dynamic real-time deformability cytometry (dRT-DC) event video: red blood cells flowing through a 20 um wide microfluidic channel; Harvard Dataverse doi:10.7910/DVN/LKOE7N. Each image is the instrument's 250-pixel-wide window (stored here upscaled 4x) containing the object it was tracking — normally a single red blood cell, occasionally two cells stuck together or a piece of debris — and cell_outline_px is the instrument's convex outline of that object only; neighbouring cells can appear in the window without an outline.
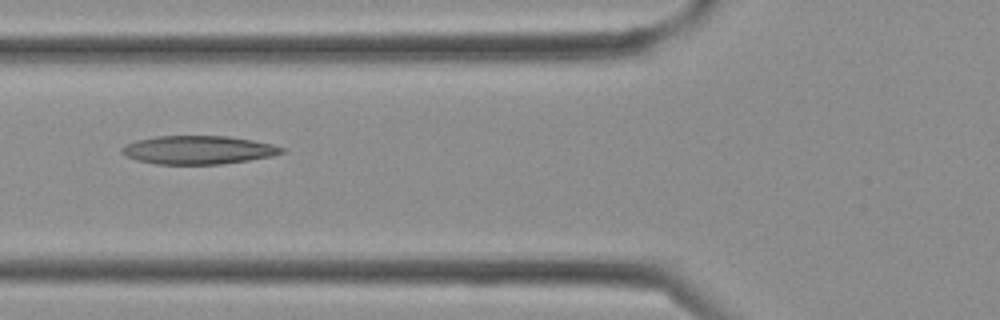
{"species": "Egyptian fruit bat (a non-hibernating species)", "species_latin": "Rousettus aegyptiacus", "temperature_condition": "cold", "stored_images_in_passage": 2, "camera_frame_rate_fps": 3000, "um_per_image_px": 0.085, "frame": {"image": 1, "passage_image": 2, "time_ms": 0.333, "image_size_px": [1000, 320], "cell_outline_px": [[288, 148], [284, 152], [272, 156], [248, 160], [220, 164], [156, 164], [136, 160], [120, 152], [120, 148], [124, 144], [136, 140], [156, 136], [228, 136], [252, 140], [272, 144]], "centroid_in_image_um": [16.84, 12.74], "position_along_channel_um": 109.0, "area_um2": 26.59}}